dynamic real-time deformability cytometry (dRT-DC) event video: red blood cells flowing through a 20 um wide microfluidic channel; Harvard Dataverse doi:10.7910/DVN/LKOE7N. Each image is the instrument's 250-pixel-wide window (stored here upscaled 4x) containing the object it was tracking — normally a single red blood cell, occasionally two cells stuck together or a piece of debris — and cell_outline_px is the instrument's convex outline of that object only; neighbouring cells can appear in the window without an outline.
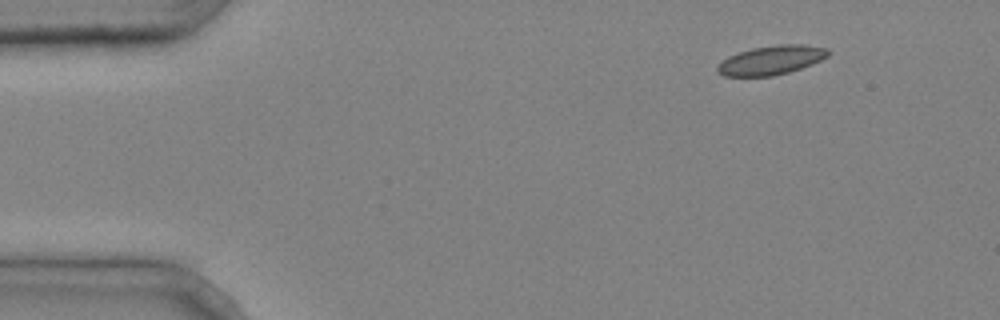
{"species": "common noctule bat (a hibernating species)", "species_latin": "Nyctalus noctula", "temperature_condition": "cold", "stored_images_in_passage": 4, "segment_of_instrument_passage": [1, 2], "camera_frame_rate_fps": 3000, "um_per_image_px": 0.085, "animal": {"sex": "male", "body_mass_g": 20.4}, "frame": {"image": 1, "passage_image": 1, "time_ms": 0.0, "image_size_px": [1000, 320], "cell_outline_px": [[832, 52], [828, 56], [812, 64], [788, 72], [772, 76], [724, 76], [716, 72], [716, 68], [728, 56], [752, 48], [780, 44], [804, 44], [828, 48]], "centroid_in_image_um": [65.59, 5.1], "position_along_channel_um": 19.4, "area_um2": 18.73}}